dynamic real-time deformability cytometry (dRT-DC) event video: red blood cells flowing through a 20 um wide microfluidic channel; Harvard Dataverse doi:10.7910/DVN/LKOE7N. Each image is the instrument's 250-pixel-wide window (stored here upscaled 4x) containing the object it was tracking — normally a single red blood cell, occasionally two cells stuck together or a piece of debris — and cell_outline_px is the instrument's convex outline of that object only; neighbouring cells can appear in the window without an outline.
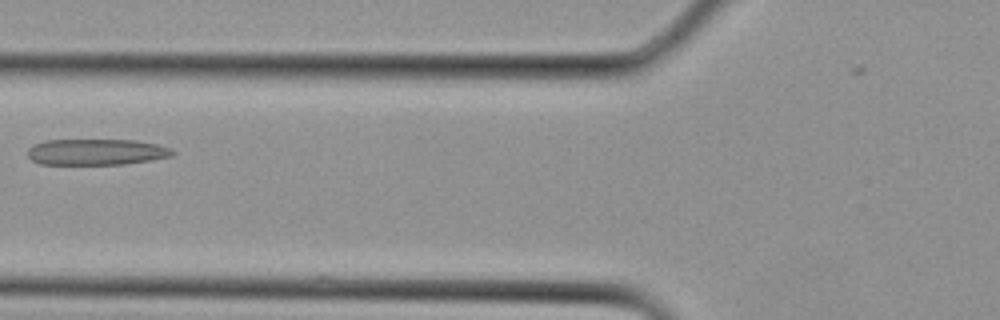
{"species": "Egyptian fruit bat (a non-hibernating species)", "species_latin": "Rousettus aegyptiacus", "temperature_condition": "cold", "stored_images_in_passage": 11, "camera_frame_rate_fps": 3000, "um_per_image_px": 0.085, "animal": {"sex": "female"}, "frame": {"image": 1, "passage_image": 10, "time_ms": 3.0, "image_size_px": [1000, 320], "cell_outline_px": [[176, 152], [172, 156], [152, 160], [124, 164], [40, 164], [32, 160], [28, 156], [28, 148], [44, 140], [132, 140], [156, 144], [172, 148]], "centroid_in_image_um": [8.21, 12.92], "position_along_channel_um": 117.6, "area_um2": 22.02}}